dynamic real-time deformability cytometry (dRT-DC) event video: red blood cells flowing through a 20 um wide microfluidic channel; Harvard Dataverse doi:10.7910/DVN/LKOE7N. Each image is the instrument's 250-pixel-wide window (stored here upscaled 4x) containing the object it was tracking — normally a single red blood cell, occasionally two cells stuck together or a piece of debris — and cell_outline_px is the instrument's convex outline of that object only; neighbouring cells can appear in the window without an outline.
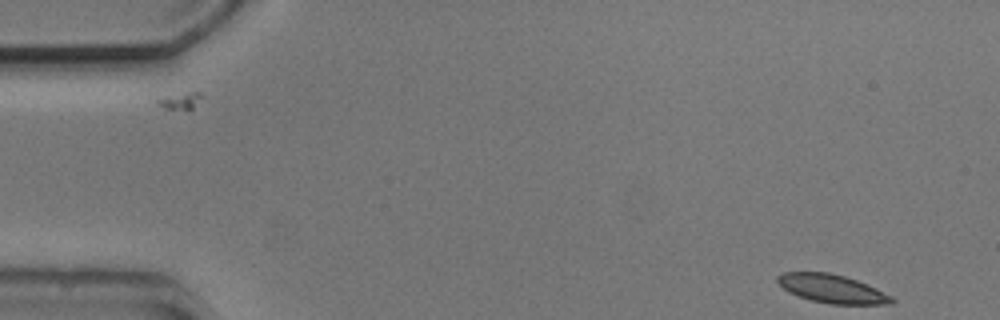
{"species": "common noctule bat (a hibernating species)", "species_latin": "Nyctalus noctula", "temperature_condition": "cold", "stored_images_in_passage": 5, "camera_frame_rate_fps": 3000, "um_per_image_px": 0.085, "animal": {"sex": "male", "body_mass_g": 20.5, "forearm_length_mm": 52.5}, "frame": {"image": 1, "passage_image": 1, "time_ms": 0.0, "image_size_px": [1000, 320], "cell_outline_px": [[896, 300], [892, 304], [828, 304], [812, 300], [788, 292], [776, 280], [776, 276], [784, 272], [828, 272], [844, 276], [868, 284], [892, 296]], "centroid_in_image_um": [70.74, 24.54], "position_along_channel_um": 14.3, "area_um2": 18.9}}
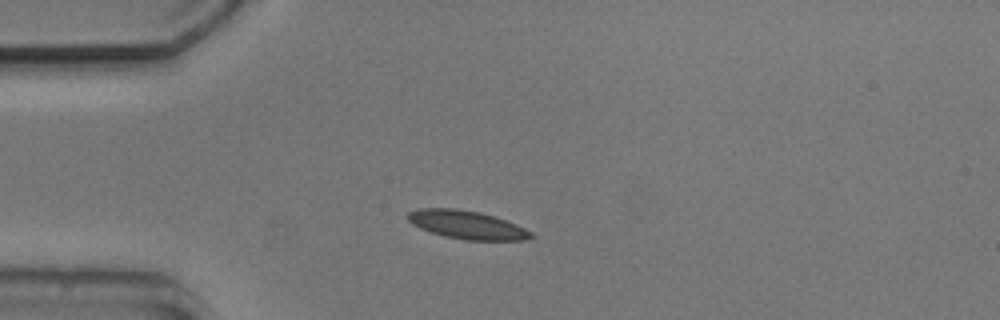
{"frame": {"image": 2, "passage_image": 4, "time_ms": 3.333, "image_size_px": [1000, 320], "cell_outline_px": [[536, 236], [524, 240], [464, 240], [444, 236], [420, 228], [412, 224], [408, 220], [408, 212], [416, 208], [456, 208], [480, 212], [516, 224], [532, 232]], "centroid_in_image_um": [39.68, 19.11], "position_along_channel_um": 45.3, "area_um2": 20.29}}
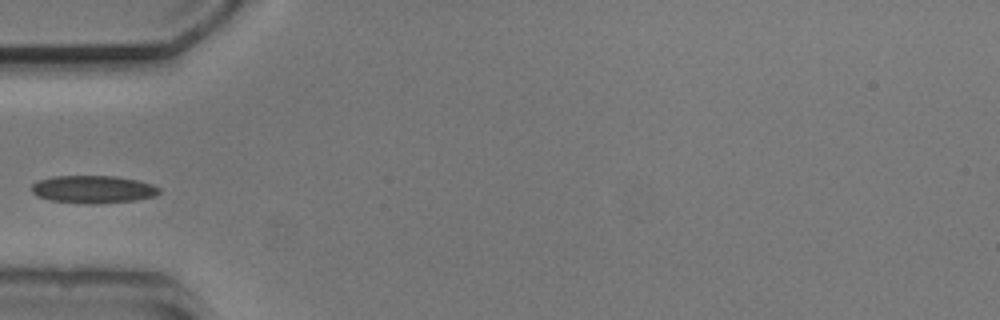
{"frame": {"image": 3, "passage_image": 5, "time_ms": 4.667, "image_size_px": [1000, 320], "cell_outline_px": [[160, 192], [156, 196], [136, 200], [96, 204], [88, 204], [52, 200], [36, 196], [32, 192], [32, 184], [40, 180], [52, 176], [116, 176], [140, 180], [152, 184], [160, 188]], "centroid_in_image_um": [7.95, 16.09], "position_along_channel_um": 77.0, "area_um2": 20.69}}